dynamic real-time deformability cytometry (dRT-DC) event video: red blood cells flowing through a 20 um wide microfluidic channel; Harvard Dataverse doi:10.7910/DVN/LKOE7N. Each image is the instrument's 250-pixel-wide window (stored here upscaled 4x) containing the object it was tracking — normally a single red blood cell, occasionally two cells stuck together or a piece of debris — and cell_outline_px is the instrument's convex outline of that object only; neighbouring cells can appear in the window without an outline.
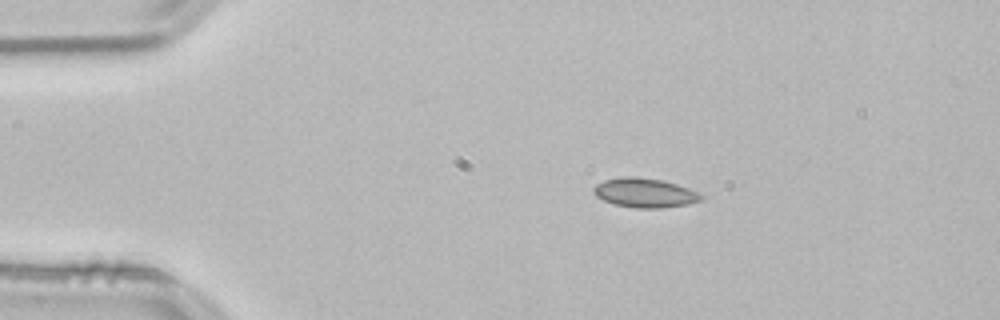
{"species": "common noctule bat (a hibernating species)", "species_latin": "Nyctalus noctula", "temperature_condition": "room temperature", "stored_images_in_passage": 44, "camera_frame_rate_fps": 3000, "um_per_image_px": 0.085, "animal": {"sex": "male", "body_mass_g": 21.5, "forearm_length_mm": 52.0}, "frame": {"image": 1, "passage_image": 1, "time_ms": 0.0, "image_size_px": [1000, 320], "cell_outline_px": [[704, 196], [700, 200], [688, 204], [660, 208], [636, 208], [616, 204], [604, 200], [596, 196], [592, 192], [592, 188], [596, 184], [604, 180], [620, 176], [636, 176], [664, 180], [688, 188]], "centroid_in_image_um": [54.77, 16.37], "position_along_channel_um": 30.2, "area_um2": 18.38}}
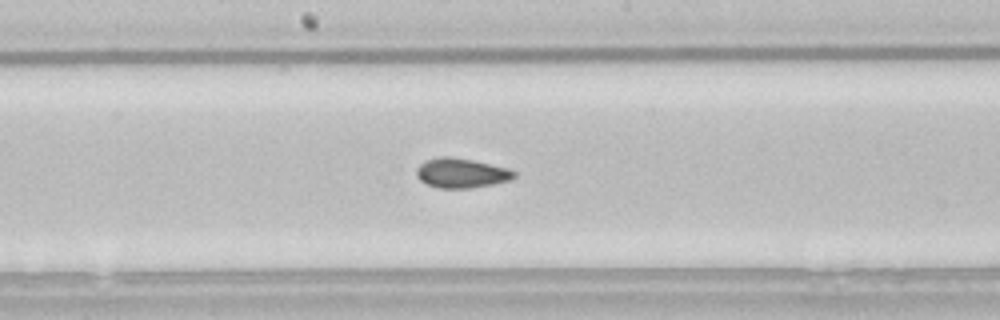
{"frame": {"image": 2, "passage_image": 19, "time_ms": 6.0, "image_size_px": [1000, 320], "cell_outline_px": [[516, 176], [512, 180], [492, 184], [468, 188], [440, 188], [428, 184], [420, 180], [416, 176], [416, 168], [424, 160], [444, 156], [448, 156], [472, 160], [508, 168], [516, 172]], "centroid_in_image_um": [39.21, 14.7], "position_along_channel_um": 209.0, "area_um2": 16.82}}
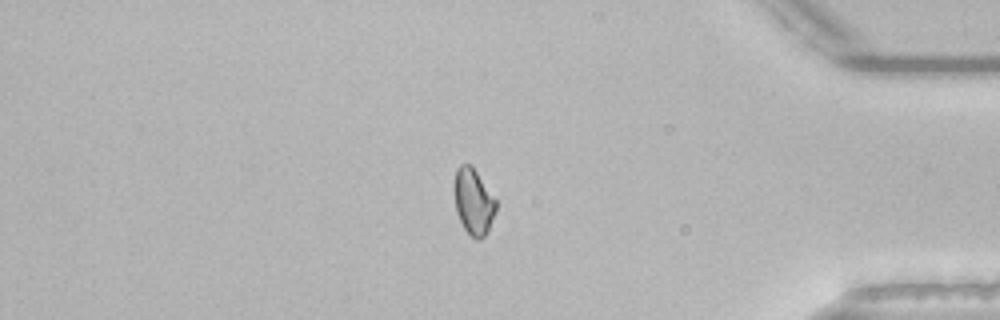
{"frame": {"image": 3, "passage_image": 36, "time_ms": 11.667, "image_size_px": [1000, 320], "cell_outline_px": [[496, 208], [488, 232], [480, 240], [476, 240], [464, 228], [456, 212], [452, 188], [452, 184], [456, 168], [460, 164], [472, 164], [496, 200]], "centroid_in_image_um": [40.2, 17.09], "position_along_channel_um": 395.0, "area_um2": 16.42}, "authors_computed_cell_mechanics": {"area_um2": 16.7331, "velocity_mm_per_s": 3.8249, "shape_relaxation_time_tau1_ms": null, "shape_relaxation_time_tau2_ms": 3.8347, "deformation_change_tau1": null, "deformation_change_tau2": 0.0623}}